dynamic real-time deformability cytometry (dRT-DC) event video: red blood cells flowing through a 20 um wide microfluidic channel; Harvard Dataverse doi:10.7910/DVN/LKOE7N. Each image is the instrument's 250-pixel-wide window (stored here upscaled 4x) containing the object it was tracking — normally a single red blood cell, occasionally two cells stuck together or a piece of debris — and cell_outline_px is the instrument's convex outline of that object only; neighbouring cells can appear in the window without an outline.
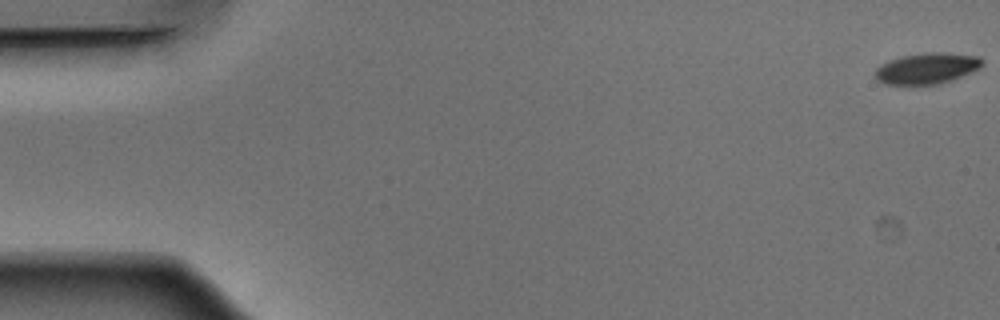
{"species": "Egyptian fruit bat (a non-hibernating species)", "species_latin": "Rousettus aegyptiacus", "temperature_condition": "warm", "stored_images_in_passage": 6, "camera_frame_rate_fps": 3000, "um_per_image_px": 0.085, "animal": {"sex": "male"}, "frame": {"image": 1, "passage_image": 1, "time_ms": 0.0, "image_size_px": [1000, 320], "cell_outline_px": [[984, 64], [980, 68], [952, 80], [936, 84], [884, 84], [876, 80], [872, 72], [880, 64], [888, 60], [900, 56], [924, 52], [944, 52], [980, 56], [984, 60]], "centroid_in_image_um": [78.76, 5.79], "position_along_channel_um": 6.2, "area_um2": 19.71}}